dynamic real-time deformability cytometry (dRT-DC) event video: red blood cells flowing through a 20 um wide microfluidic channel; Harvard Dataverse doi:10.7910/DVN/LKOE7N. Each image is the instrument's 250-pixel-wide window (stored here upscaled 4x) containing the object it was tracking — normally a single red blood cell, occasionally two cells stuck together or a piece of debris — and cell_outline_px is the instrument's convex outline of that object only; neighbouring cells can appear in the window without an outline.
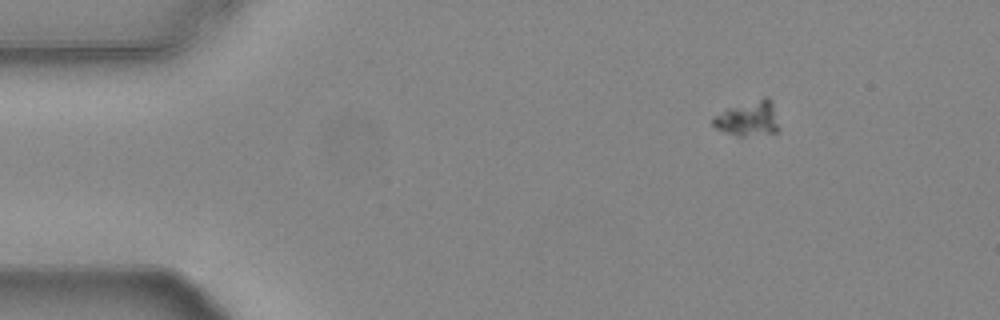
{"species": "common noctule bat (a hibernating species)", "species_latin": "Nyctalus noctula", "temperature_condition": "warm", "stored_images_in_passage": 49, "camera_frame_rate_fps": 3000, "um_per_image_px": 0.085, "animal": {"sex": "female", "body_mass_g": 24.6, "forearm_length_mm": 56.2}, "frame": {"image": 1, "passage_image": 1, "time_ms": 0.0, "image_size_px": [1000, 320], "cell_outline_px": [[780, 128], [776, 132], [744, 136], [736, 136], [716, 128], [712, 124], [712, 116], [728, 108], [764, 96], [768, 96], [772, 100]], "centroid_in_image_um": [63.62, 10.06], "position_along_channel_um": 21.4, "area_um2": 13.64}}
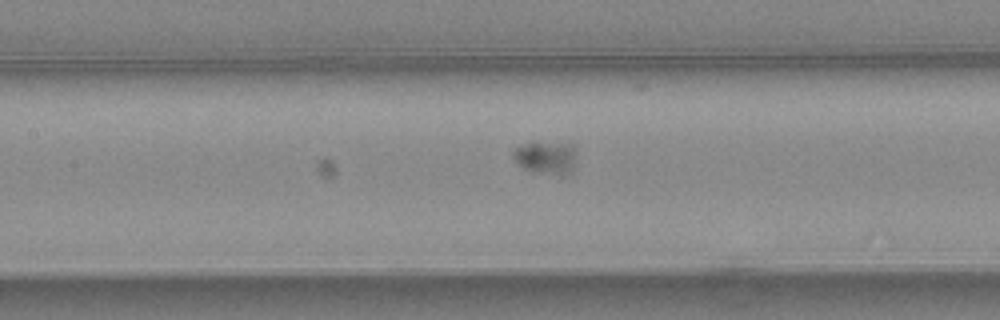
{"frame": {"image": 2, "passage_image": 19, "time_ms": 6.0, "image_size_px": [1000, 320], "cell_outline_px": [[576, 152], [572, 176], [564, 176], [540, 172], [524, 168], [512, 156], [512, 152], [516, 148], [532, 140], [536, 140], [576, 144]], "centroid_in_image_um": [46.49, 13.35], "position_along_channel_um": 160.9, "area_um2": 12.72}}
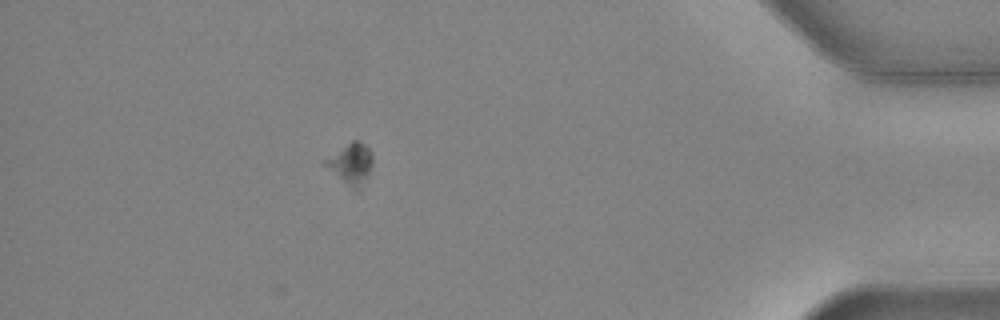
{"frame": {"image": 3, "passage_image": 43, "time_ms": 14.0, "image_size_px": [1000, 320], "cell_outline_px": [[372, 164], [360, 188], [356, 192], [324, 164], [324, 160], [352, 140], [360, 140], [372, 152]], "centroid_in_image_um": [29.85, 13.89], "position_along_channel_um": 405.3, "area_um2": 10.81}}